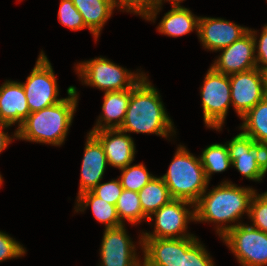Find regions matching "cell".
Instances as JSON below:
<instances>
[{"label":"cell","mask_w":267,"mask_h":266,"mask_svg":"<svg viewBox=\"0 0 267 266\" xmlns=\"http://www.w3.org/2000/svg\"><path fill=\"white\" fill-rule=\"evenodd\" d=\"M68 97L55 105L31 112L14 132L13 138L60 146L64 142L77 106L74 86L67 89Z\"/></svg>","instance_id":"1"},{"label":"cell","mask_w":267,"mask_h":266,"mask_svg":"<svg viewBox=\"0 0 267 266\" xmlns=\"http://www.w3.org/2000/svg\"><path fill=\"white\" fill-rule=\"evenodd\" d=\"M160 97L145 75L132 88L125 119L119 129L124 133H154L166 138L168 133L175 132Z\"/></svg>","instance_id":"2"},{"label":"cell","mask_w":267,"mask_h":266,"mask_svg":"<svg viewBox=\"0 0 267 266\" xmlns=\"http://www.w3.org/2000/svg\"><path fill=\"white\" fill-rule=\"evenodd\" d=\"M255 191L250 187H238L224 181L200 196L194 207L195 221L219 224L217 233L222 237L224 235V226H220L222 223L238 221L245 212L249 215L250 203Z\"/></svg>","instance_id":"3"},{"label":"cell","mask_w":267,"mask_h":266,"mask_svg":"<svg viewBox=\"0 0 267 266\" xmlns=\"http://www.w3.org/2000/svg\"><path fill=\"white\" fill-rule=\"evenodd\" d=\"M172 199L195 204L206 192L209 181L201 164L184 146H179L166 174L161 176Z\"/></svg>","instance_id":"4"},{"label":"cell","mask_w":267,"mask_h":266,"mask_svg":"<svg viewBox=\"0 0 267 266\" xmlns=\"http://www.w3.org/2000/svg\"><path fill=\"white\" fill-rule=\"evenodd\" d=\"M223 242L242 266L267 265V233L252 225H224Z\"/></svg>","instance_id":"5"},{"label":"cell","mask_w":267,"mask_h":266,"mask_svg":"<svg viewBox=\"0 0 267 266\" xmlns=\"http://www.w3.org/2000/svg\"><path fill=\"white\" fill-rule=\"evenodd\" d=\"M77 73L86 85L97 87L105 92L132 89L145 74L129 72L106 58H95L79 63Z\"/></svg>","instance_id":"6"},{"label":"cell","mask_w":267,"mask_h":266,"mask_svg":"<svg viewBox=\"0 0 267 266\" xmlns=\"http://www.w3.org/2000/svg\"><path fill=\"white\" fill-rule=\"evenodd\" d=\"M204 78L201 99L205 126L220 130L232 104L229 76L210 67Z\"/></svg>","instance_id":"7"},{"label":"cell","mask_w":267,"mask_h":266,"mask_svg":"<svg viewBox=\"0 0 267 266\" xmlns=\"http://www.w3.org/2000/svg\"><path fill=\"white\" fill-rule=\"evenodd\" d=\"M56 80L51 63L41 51L27 81L22 83L30 113L40 111L63 100V98H57L59 90Z\"/></svg>","instance_id":"8"},{"label":"cell","mask_w":267,"mask_h":266,"mask_svg":"<svg viewBox=\"0 0 267 266\" xmlns=\"http://www.w3.org/2000/svg\"><path fill=\"white\" fill-rule=\"evenodd\" d=\"M232 166L247 179L260 181L267 172V145L239 133L226 143Z\"/></svg>","instance_id":"9"},{"label":"cell","mask_w":267,"mask_h":266,"mask_svg":"<svg viewBox=\"0 0 267 266\" xmlns=\"http://www.w3.org/2000/svg\"><path fill=\"white\" fill-rule=\"evenodd\" d=\"M195 207L192 202L182 199H171L159 210L153 212L148 221H153L155 215V228L153 233H144L140 238H186L193 234H186L189 220L195 221V209L190 211L186 206Z\"/></svg>","instance_id":"10"},{"label":"cell","mask_w":267,"mask_h":266,"mask_svg":"<svg viewBox=\"0 0 267 266\" xmlns=\"http://www.w3.org/2000/svg\"><path fill=\"white\" fill-rule=\"evenodd\" d=\"M231 103L241 118L266 94L265 74L257 67L229 76Z\"/></svg>","instance_id":"11"},{"label":"cell","mask_w":267,"mask_h":266,"mask_svg":"<svg viewBox=\"0 0 267 266\" xmlns=\"http://www.w3.org/2000/svg\"><path fill=\"white\" fill-rule=\"evenodd\" d=\"M198 239L186 238H141L144 252L142 266H182V253H186Z\"/></svg>","instance_id":"12"},{"label":"cell","mask_w":267,"mask_h":266,"mask_svg":"<svg viewBox=\"0 0 267 266\" xmlns=\"http://www.w3.org/2000/svg\"><path fill=\"white\" fill-rule=\"evenodd\" d=\"M124 225L105 228L100 249V266H142Z\"/></svg>","instance_id":"13"},{"label":"cell","mask_w":267,"mask_h":266,"mask_svg":"<svg viewBox=\"0 0 267 266\" xmlns=\"http://www.w3.org/2000/svg\"><path fill=\"white\" fill-rule=\"evenodd\" d=\"M255 50L254 36L248 31L239 40L222 49V54L211 67L228 76L256 68Z\"/></svg>","instance_id":"14"},{"label":"cell","mask_w":267,"mask_h":266,"mask_svg":"<svg viewBox=\"0 0 267 266\" xmlns=\"http://www.w3.org/2000/svg\"><path fill=\"white\" fill-rule=\"evenodd\" d=\"M248 31V28L221 18H199L198 37L204 48L210 51H220L230 46Z\"/></svg>","instance_id":"15"},{"label":"cell","mask_w":267,"mask_h":266,"mask_svg":"<svg viewBox=\"0 0 267 266\" xmlns=\"http://www.w3.org/2000/svg\"><path fill=\"white\" fill-rule=\"evenodd\" d=\"M101 143L108 165L118 169L131 164L135 157V144L129 135L120 129L90 131Z\"/></svg>","instance_id":"16"},{"label":"cell","mask_w":267,"mask_h":266,"mask_svg":"<svg viewBox=\"0 0 267 266\" xmlns=\"http://www.w3.org/2000/svg\"><path fill=\"white\" fill-rule=\"evenodd\" d=\"M107 157L100 141L88 133L81 166V178L78 195L93 190L103 178Z\"/></svg>","instance_id":"17"},{"label":"cell","mask_w":267,"mask_h":266,"mask_svg":"<svg viewBox=\"0 0 267 266\" xmlns=\"http://www.w3.org/2000/svg\"><path fill=\"white\" fill-rule=\"evenodd\" d=\"M30 114L22 83L6 81L0 87V123L18 127Z\"/></svg>","instance_id":"18"},{"label":"cell","mask_w":267,"mask_h":266,"mask_svg":"<svg viewBox=\"0 0 267 266\" xmlns=\"http://www.w3.org/2000/svg\"><path fill=\"white\" fill-rule=\"evenodd\" d=\"M131 92L132 89L104 92L103 113L91 131L119 129L125 119Z\"/></svg>","instance_id":"19"},{"label":"cell","mask_w":267,"mask_h":266,"mask_svg":"<svg viewBox=\"0 0 267 266\" xmlns=\"http://www.w3.org/2000/svg\"><path fill=\"white\" fill-rule=\"evenodd\" d=\"M75 8L83 17L86 27L95 37H99L103 25L115 8L113 0H72Z\"/></svg>","instance_id":"20"},{"label":"cell","mask_w":267,"mask_h":266,"mask_svg":"<svg viewBox=\"0 0 267 266\" xmlns=\"http://www.w3.org/2000/svg\"><path fill=\"white\" fill-rule=\"evenodd\" d=\"M199 18L200 17H196L192 14L188 8L182 6L172 7V9L163 16L157 30L171 37L188 34L193 31V29H196L198 33Z\"/></svg>","instance_id":"21"},{"label":"cell","mask_w":267,"mask_h":266,"mask_svg":"<svg viewBox=\"0 0 267 266\" xmlns=\"http://www.w3.org/2000/svg\"><path fill=\"white\" fill-rule=\"evenodd\" d=\"M75 211H84L91 206L93 215L98 222L104 224L105 228H115L123 225L118 217L116 205H112L97 197L92 191L84 192L77 196Z\"/></svg>","instance_id":"22"},{"label":"cell","mask_w":267,"mask_h":266,"mask_svg":"<svg viewBox=\"0 0 267 266\" xmlns=\"http://www.w3.org/2000/svg\"><path fill=\"white\" fill-rule=\"evenodd\" d=\"M240 127L245 135L255 142L267 145V95L250 109L242 118Z\"/></svg>","instance_id":"23"},{"label":"cell","mask_w":267,"mask_h":266,"mask_svg":"<svg viewBox=\"0 0 267 266\" xmlns=\"http://www.w3.org/2000/svg\"><path fill=\"white\" fill-rule=\"evenodd\" d=\"M138 195L143 213L147 217L172 199L161 177H154L138 192Z\"/></svg>","instance_id":"24"},{"label":"cell","mask_w":267,"mask_h":266,"mask_svg":"<svg viewBox=\"0 0 267 266\" xmlns=\"http://www.w3.org/2000/svg\"><path fill=\"white\" fill-rule=\"evenodd\" d=\"M200 160L208 181L211 174L223 172L232 165L226 144H211L203 150Z\"/></svg>","instance_id":"25"},{"label":"cell","mask_w":267,"mask_h":266,"mask_svg":"<svg viewBox=\"0 0 267 266\" xmlns=\"http://www.w3.org/2000/svg\"><path fill=\"white\" fill-rule=\"evenodd\" d=\"M116 210L122 224L124 219L133 225L141 222L142 219H148L143 213L138 192L123 189L118 198Z\"/></svg>","instance_id":"26"},{"label":"cell","mask_w":267,"mask_h":266,"mask_svg":"<svg viewBox=\"0 0 267 266\" xmlns=\"http://www.w3.org/2000/svg\"><path fill=\"white\" fill-rule=\"evenodd\" d=\"M122 171L121 178H119L121 186L125 190L139 192L148 182L155 176L147 171L143 164L133 165L129 164Z\"/></svg>","instance_id":"27"},{"label":"cell","mask_w":267,"mask_h":266,"mask_svg":"<svg viewBox=\"0 0 267 266\" xmlns=\"http://www.w3.org/2000/svg\"><path fill=\"white\" fill-rule=\"evenodd\" d=\"M249 218L252 226L267 233V192L253 195L250 203Z\"/></svg>","instance_id":"28"},{"label":"cell","mask_w":267,"mask_h":266,"mask_svg":"<svg viewBox=\"0 0 267 266\" xmlns=\"http://www.w3.org/2000/svg\"><path fill=\"white\" fill-rule=\"evenodd\" d=\"M59 22L71 30L87 28L82 15L75 8L72 0H61L58 11Z\"/></svg>","instance_id":"29"},{"label":"cell","mask_w":267,"mask_h":266,"mask_svg":"<svg viewBox=\"0 0 267 266\" xmlns=\"http://www.w3.org/2000/svg\"><path fill=\"white\" fill-rule=\"evenodd\" d=\"M115 7L134 12L146 18L153 10L160 6V0H113Z\"/></svg>","instance_id":"30"},{"label":"cell","mask_w":267,"mask_h":266,"mask_svg":"<svg viewBox=\"0 0 267 266\" xmlns=\"http://www.w3.org/2000/svg\"><path fill=\"white\" fill-rule=\"evenodd\" d=\"M204 245L197 241L186 253H182V266H214Z\"/></svg>","instance_id":"31"},{"label":"cell","mask_w":267,"mask_h":266,"mask_svg":"<svg viewBox=\"0 0 267 266\" xmlns=\"http://www.w3.org/2000/svg\"><path fill=\"white\" fill-rule=\"evenodd\" d=\"M122 190L123 187L121 186L120 180L117 178L116 180H111L107 183L99 182L91 191L102 200H105L112 205H116Z\"/></svg>","instance_id":"32"},{"label":"cell","mask_w":267,"mask_h":266,"mask_svg":"<svg viewBox=\"0 0 267 266\" xmlns=\"http://www.w3.org/2000/svg\"><path fill=\"white\" fill-rule=\"evenodd\" d=\"M25 252V248L19 242L0 231V262L6 259L22 257Z\"/></svg>","instance_id":"33"},{"label":"cell","mask_w":267,"mask_h":266,"mask_svg":"<svg viewBox=\"0 0 267 266\" xmlns=\"http://www.w3.org/2000/svg\"><path fill=\"white\" fill-rule=\"evenodd\" d=\"M249 31L254 36L255 49H257V56H255L257 68L261 70L264 74H266L267 73V25L263 27L258 43H257V38L255 37L256 36L255 34L257 32L252 31L251 29H249ZM260 63L262 64L259 65Z\"/></svg>","instance_id":"34"},{"label":"cell","mask_w":267,"mask_h":266,"mask_svg":"<svg viewBox=\"0 0 267 266\" xmlns=\"http://www.w3.org/2000/svg\"><path fill=\"white\" fill-rule=\"evenodd\" d=\"M11 125L0 123V153L3 149L7 148L8 144L13 140L12 137H9L7 133L3 132V129L8 128Z\"/></svg>","instance_id":"35"},{"label":"cell","mask_w":267,"mask_h":266,"mask_svg":"<svg viewBox=\"0 0 267 266\" xmlns=\"http://www.w3.org/2000/svg\"><path fill=\"white\" fill-rule=\"evenodd\" d=\"M162 1L163 0H160V6L157 7L155 10H153L145 19L146 20H155L156 19V14L160 11L161 9V6H162ZM165 1V0H164ZM166 1H169L172 3V7H180V4L181 1L183 0H166Z\"/></svg>","instance_id":"36"},{"label":"cell","mask_w":267,"mask_h":266,"mask_svg":"<svg viewBox=\"0 0 267 266\" xmlns=\"http://www.w3.org/2000/svg\"><path fill=\"white\" fill-rule=\"evenodd\" d=\"M266 77V94H267V73L265 74Z\"/></svg>","instance_id":"37"},{"label":"cell","mask_w":267,"mask_h":266,"mask_svg":"<svg viewBox=\"0 0 267 266\" xmlns=\"http://www.w3.org/2000/svg\"><path fill=\"white\" fill-rule=\"evenodd\" d=\"M2 176L0 175V185H2Z\"/></svg>","instance_id":"38"}]
</instances>
